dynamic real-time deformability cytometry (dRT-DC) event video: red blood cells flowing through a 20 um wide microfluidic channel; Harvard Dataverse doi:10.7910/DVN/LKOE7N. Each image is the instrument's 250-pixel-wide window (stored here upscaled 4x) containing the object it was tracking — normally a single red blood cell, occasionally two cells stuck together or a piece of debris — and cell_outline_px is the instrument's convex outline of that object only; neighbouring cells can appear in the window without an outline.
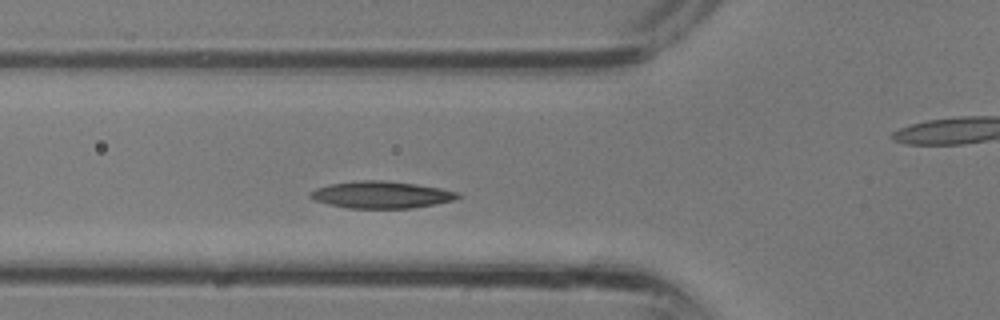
{"species": "common noctule bat (a hibernating species)", "species_latin": "Nyctalus noctula", "temperature_condition": "room temperature", "stored_images_in_passage": 30, "camera_frame_rate_fps": 3000, "um_per_image_px": 0.085, "animal": {"sex": "male", "body_mass_g": 13.3}, "frame": {"image": 1, "passage_image": 7, "time_ms": 2.0, "image_size_px": [1000, 320], "cell_outline_px": [[460, 196], [452, 200], [436, 204], [412, 208], [348, 208], [328, 204], [316, 200], [308, 196], [308, 192], [316, 188], [328, 184], [356, 180], [384, 180], [416, 184], [440, 188], [460, 192]], "centroid_in_image_um": [32.38, 16.54], "position_along_channel_um": 93.4, "area_um2": 23.29}}
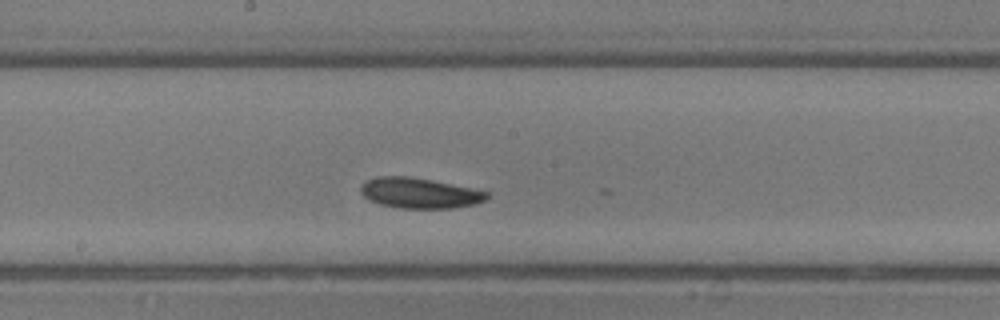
{"frame": {"image": 2, "passage_image": 13, "time_ms": 4.0, "image_size_px": [1000, 320], "cell_outline_px": [[488, 196], [484, 200], [476, 204], [452, 208], [400, 208], [380, 204], [368, 200], [360, 192], [360, 188], [364, 180], [380, 176], [408, 176], [472, 188], [488, 192]], "centroid_in_image_um": [35.61, 16.41], "position_along_channel_um": 212.6, "area_um2": 22.25}}
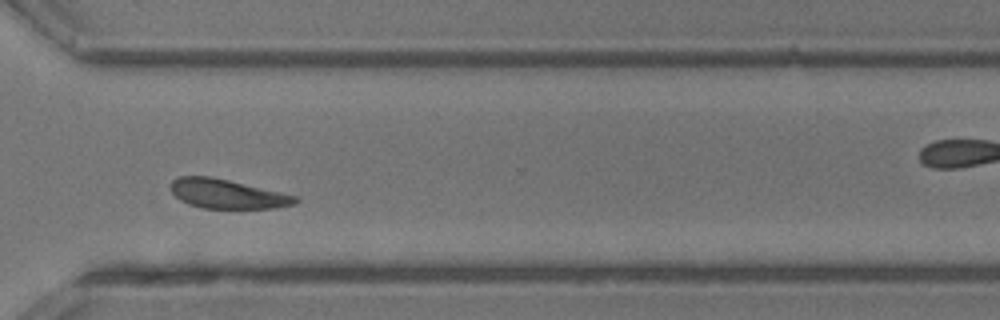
{"frame": {"image": 3, "passage_image": 20, "time_ms": 6.333, "image_size_px": [1000, 320], "cell_outline_px": [[300, 200], [296, 204], [276, 208], [204, 208], [188, 204], [180, 200], [168, 188], [172, 180], [180, 176], [212, 176], [296, 196]], "centroid_in_image_um": [19.28, 16.48], "position_along_channel_um": 351.3, "area_um2": 21.21}}